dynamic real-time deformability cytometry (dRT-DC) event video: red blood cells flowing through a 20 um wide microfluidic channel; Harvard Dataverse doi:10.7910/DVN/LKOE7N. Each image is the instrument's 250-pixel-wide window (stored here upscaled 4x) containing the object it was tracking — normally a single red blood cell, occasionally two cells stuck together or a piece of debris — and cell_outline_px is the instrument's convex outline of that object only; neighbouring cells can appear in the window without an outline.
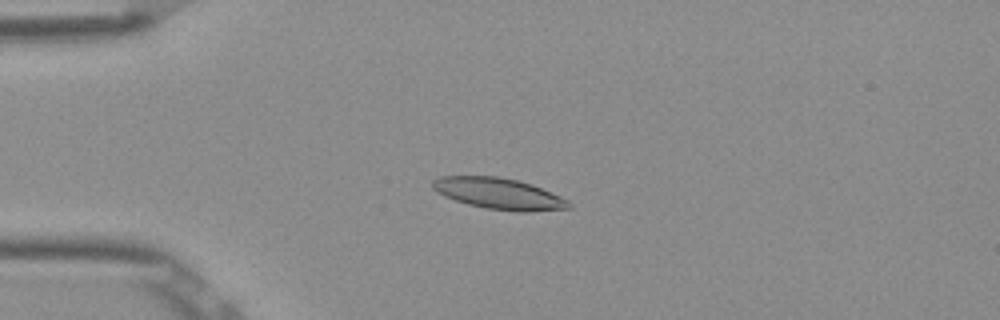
{"species": "Egyptian fruit bat (a non-hibernating species)", "species_latin": "Rousettus aegyptiacus", "temperature_condition": "room temperature", "stored_images_in_passage": 53, "camera_frame_rate_fps": 3000, "um_per_image_px": 0.085, "frame": {"image": 1, "passage_image": 14, "time_ms": 4.333, "image_size_px": [1000, 320], "cell_outline_px": [[572, 208], [528, 212], [516, 212], [488, 208], [468, 204], [444, 196], [436, 192], [432, 188], [432, 180], [440, 176], [496, 176], [516, 180], [532, 184], [568, 200], [572, 204]], "centroid_in_image_um": [42.4, 16.46], "position_along_channel_um": 42.6, "area_um2": 24.74}}
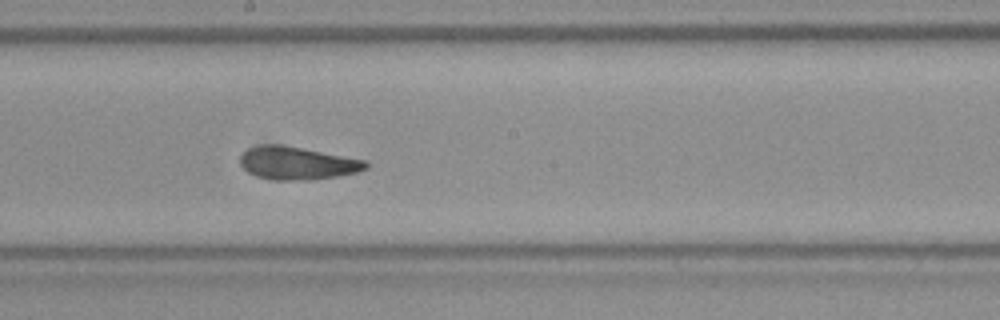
{"frame": {"image": 2, "passage_image": 30, "time_ms": 9.667, "image_size_px": [1000, 320], "cell_outline_px": [[368, 168], [356, 172], [336, 176], [308, 180], [276, 180], [256, 176], [248, 172], [240, 164], [240, 156], [248, 148], [260, 144], [280, 144], [368, 160]], "centroid_in_image_um": [25.26, 13.86], "position_along_channel_um": 222.9, "area_um2": 24.1}}
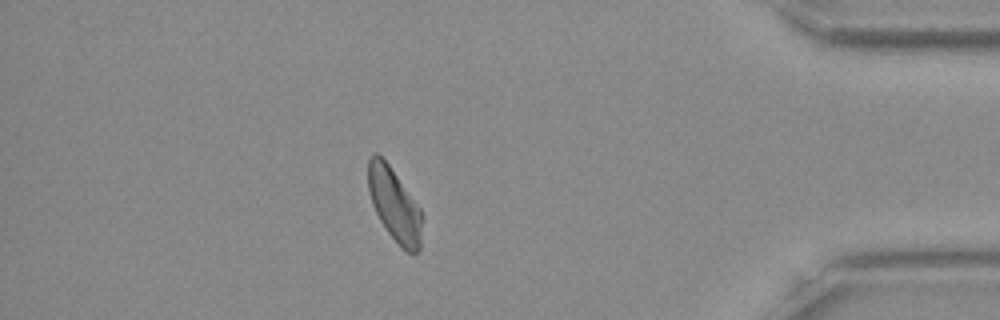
{"frame": {"image": 3, "passage_image": 47, "time_ms": 15.333, "image_size_px": [1000, 320], "cell_outline_px": [[420, 248], [412, 256], [400, 248], [388, 232], [380, 220], [372, 204], [368, 188], [368, 160], [372, 152], [376, 152], [388, 164], [420, 208]], "centroid_in_image_um": [33.49, 17.42], "position_along_channel_um": 401.7, "area_um2": 22.6}, "authors_computed_cell_mechanics": {"area_um2": 23.6402, "velocity_mm_per_s": 3.8509, "shape_relaxation_time_tau1_ms": 3.5442, "shape_relaxation_time_tau2_ms": 3.4519, "deformation_change_tau1": 0.1118, "deformation_change_tau2": 0.0875}}